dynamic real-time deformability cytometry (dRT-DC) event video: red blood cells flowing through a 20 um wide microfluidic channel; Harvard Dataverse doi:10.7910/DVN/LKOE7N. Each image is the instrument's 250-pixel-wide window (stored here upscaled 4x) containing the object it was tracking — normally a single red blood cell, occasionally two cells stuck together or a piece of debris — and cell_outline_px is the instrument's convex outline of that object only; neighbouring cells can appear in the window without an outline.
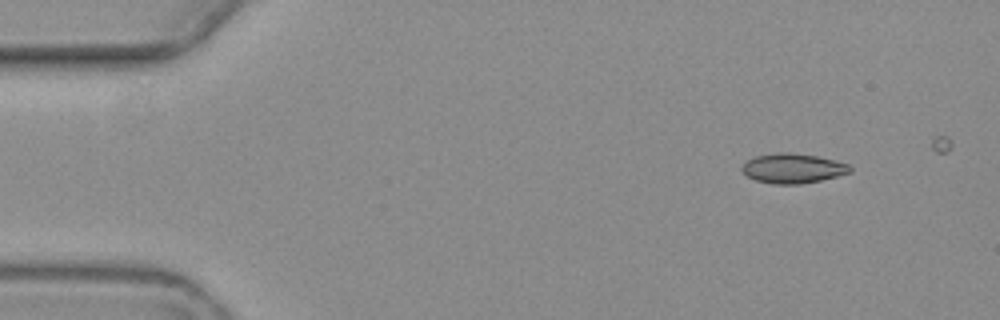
{"species": "common noctule bat (a hibernating species)", "species_latin": "Nyctalus noctula", "temperature_condition": "warm", "stored_images_in_passage": 4, "camera_frame_rate_fps": 3000, "um_per_image_px": 0.085, "animal": {"sex": "female", "body_mass_g": 19.3, "forearm_length_mm": 54.1}, "frame": {"image": 1, "passage_image": 1, "time_ms": 0.0, "image_size_px": [1000, 320], "cell_outline_px": [[852, 172], [820, 180], [800, 184], [772, 184], [756, 180], [748, 176], [740, 168], [748, 160], [756, 156], [776, 152], [788, 152], [816, 156], [836, 160], [848, 164], [852, 168]], "centroid_in_image_um": [67.4, 14.3], "position_along_channel_um": 17.6, "area_um2": 18.61}}
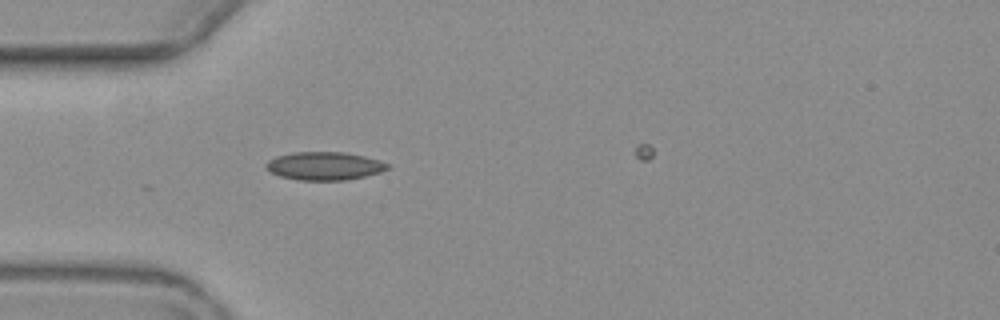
{"frame": {"image": 2, "passage_image": 4, "time_ms": 3.667, "image_size_px": [1000, 320], "cell_outline_px": [[392, 168], [380, 172], [364, 176], [344, 180], [300, 180], [280, 176], [264, 168], [264, 164], [268, 160], [276, 156], [292, 152], [344, 152], [364, 156], [380, 160], [388, 164]], "centroid_in_image_um": [27.56, 14.1], "position_along_channel_um": 57.4, "area_um2": 20.0}}